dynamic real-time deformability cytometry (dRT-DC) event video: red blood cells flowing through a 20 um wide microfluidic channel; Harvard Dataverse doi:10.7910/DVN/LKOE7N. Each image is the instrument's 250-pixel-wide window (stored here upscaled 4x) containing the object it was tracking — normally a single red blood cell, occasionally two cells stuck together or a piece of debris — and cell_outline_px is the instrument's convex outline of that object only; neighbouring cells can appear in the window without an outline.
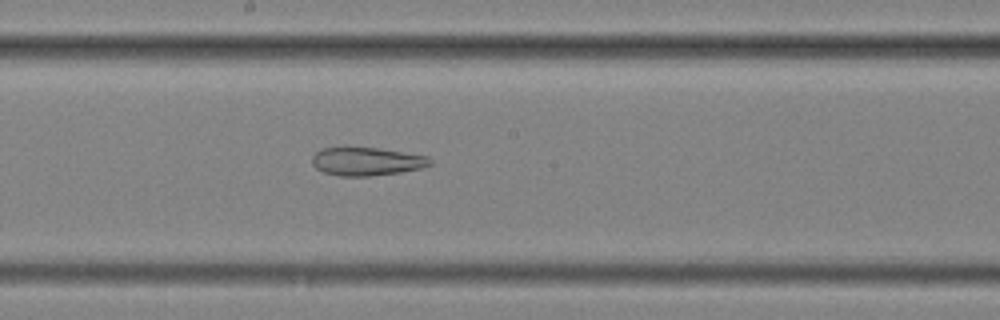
{"species": "common noctule bat (a hibernating species)", "species_latin": "Nyctalus noctula", "temperature_condition": "cold", "stored_images_in_passage": 44, "camera_frame_rate_fps": 3000, "um_per_image_px": 0.085, "animal": {"sex": "female", "body_mass_g": 25.1}, "frame": {"image": 1, "passage_image": 19, "time_ms": 6.0, "image_size_px": [1000, 320], "cell_outline_px": [[432, 164], [420, 168], [400, 172], [372, 176], [340, 176], [324, 172], [316, 168], [312, 164], [312, 156], [316, 152], [324, 148], [344, 144], [376, 148], [428, 156], [432, 160]], "centroid_in_image_um": [31.11, 13.68], "position_along_channel_um": 217.1, "area_um2": 19.94}}
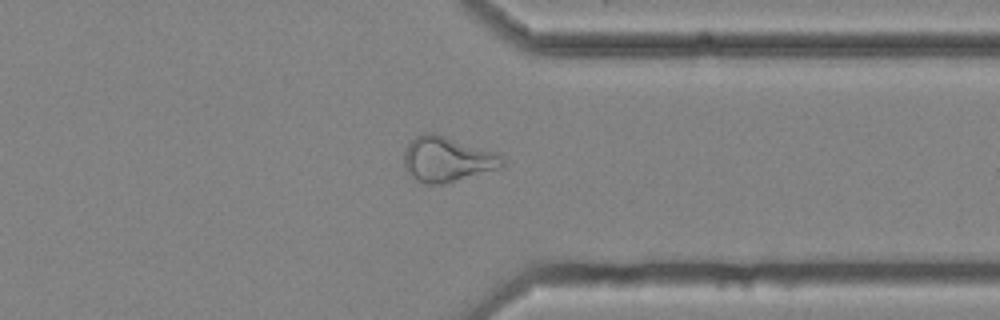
{"frame": {"image": 2, "passage_image": 32, "time_ms": 10.333, "image_size_px": [1000, 320], "cell_outline_px": [[504, 168], [444, 184], [424, 184], [416, 180], [404, 168], [404, 152], [408, 144], [416, 136], [424, 132], [432, 132], [496, 152], [504, 156]], "centroid_in_image_um": [38.04, 13.55], "position_along_channel_um": 373.4, "area_um2": 26.18}, "authors_computed_cell_mechanics": {"area_um2": 26.299, "velocity_mm_per_s": 3.6342, "shape_relaxation_time_tau1_ms": null, "shape_relaxation_time_tau2_ms": 3.7089, "deformation_change_tau1": null, "deformation_change_tau2": 0.1275}}